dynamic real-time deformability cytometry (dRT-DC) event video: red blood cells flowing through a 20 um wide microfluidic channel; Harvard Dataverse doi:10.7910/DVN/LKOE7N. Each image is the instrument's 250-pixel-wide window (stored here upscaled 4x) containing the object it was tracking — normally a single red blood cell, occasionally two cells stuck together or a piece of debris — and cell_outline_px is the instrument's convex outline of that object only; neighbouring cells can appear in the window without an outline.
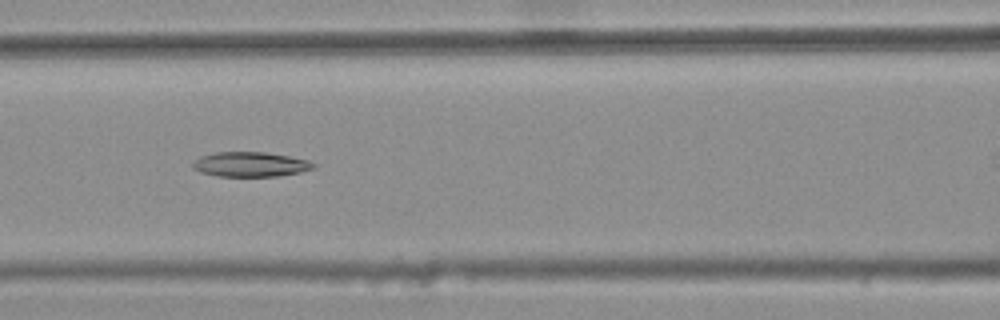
{"species": "common noctule bat (a hibernating species)", "species_latin": "Nyctalus noctula", "temperature_condition": "warm", "stored_images_in_passage": 8, "camera_frame_rate_fps": 3000, "um_per_image_px": 0.085, "animal": {"sex": "female", "body_mass_g": 25.1}, "frame": {"image": 1, "passage_image": 3, "time_ms": 0.667, "image_size_px": [1000, 320], "cell_outline_px": [[316, 168], [300, 172], [280, 176], [216, 176], [200, 172], [192, 168], [192, 160], [200, 156], [216, 152], [264, 152], [288, 156], [308, 160], [316, 164]], "centroid_in_image_um": [21.26, 13.97], "position_along_channel_um": 145.3, "area_um2": 17.57}}
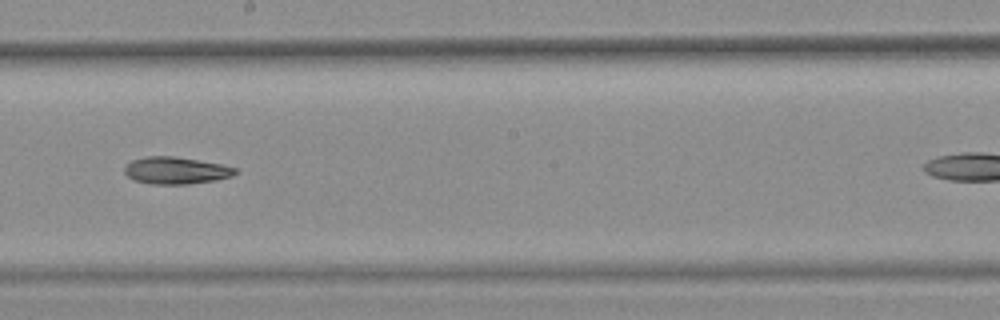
{"frame": {"image": 2, "passage_image": 5, "time_ms": 1.333, "image_size_px": [1000, 320], "cell_outline_px": [[240, 172], [232, 176], [216, 180], [188, 184], [152, 184], [136, 180], [128, 176], [124, 172], [124, 168], [132, 160], [148, 156], [172, 156], [220, 164], [236, 168]], "centroid_in_image_um": [14.98, 14.49], "position_along_channel_um": 233.2, "area_um2": 17.28}}
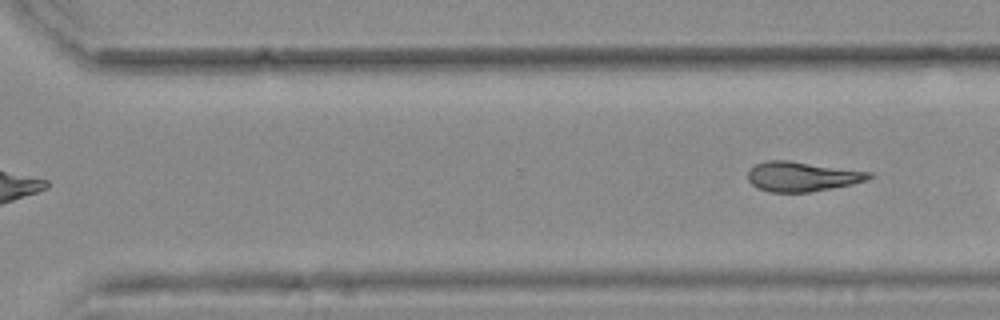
{"frame": {"image": 3, "passage_image": 8, "time_ms": 2.333, "image_size_px": [1000, 320], "cell_outline_px": [[872, 176], [868, 180], [852, 184], [812, 192], [768, 192], [752, 184], [748, 180], [748, 168], [756, 164], [768, 160], [788, 160], [872, 172]], "centroid_in_image_um": [68.17, 15.0], "position_along_channel_um": 302.4, "area_um2": 21.04}}